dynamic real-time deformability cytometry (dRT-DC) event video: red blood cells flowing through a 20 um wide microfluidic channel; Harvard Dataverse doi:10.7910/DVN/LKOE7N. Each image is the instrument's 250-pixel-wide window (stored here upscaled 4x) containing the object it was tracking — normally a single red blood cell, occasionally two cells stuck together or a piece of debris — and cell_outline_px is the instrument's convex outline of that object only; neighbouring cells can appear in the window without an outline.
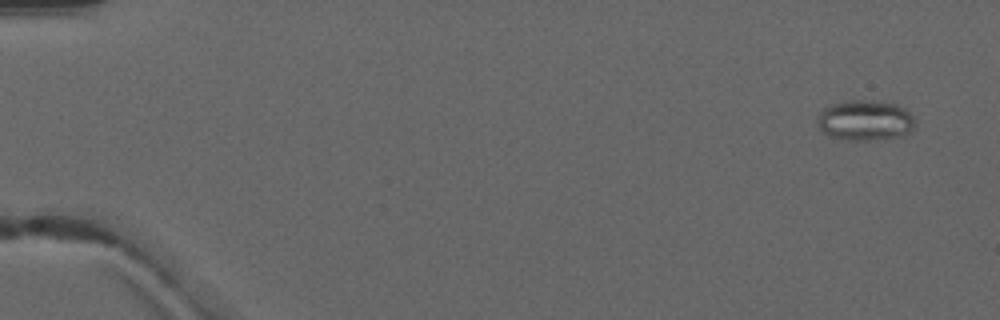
{"species": "common noctule bat (a hibernating species)", "species_latin": "Nyctalus noctula", "temperature_condition": "warm", "stored_images_in_passage": 5, "camera_frame_rate_fps": 3000, "um_per_image_px": 0.085, "animal": {"sex": "male", "forearm_length_mm": 52.5}, "frame": {"image": 1, "passage_image": 1, "time_ms": 0.0, "image_size_px": [1000, 320], "cell_outline_px": [[916, 124], [904, 136], [876, 140], [848, 140], [832, 136], [824, 132], [820, 128], [820, 112], [824, 108], [832, 104], [852, 100], [872, 100], [896, 104], [904, 108], [912, 116]], "centroid_in_image_um": [73.59, 10.23], "position_along_channel_um": 11.4, "area_um2": 22.72}}